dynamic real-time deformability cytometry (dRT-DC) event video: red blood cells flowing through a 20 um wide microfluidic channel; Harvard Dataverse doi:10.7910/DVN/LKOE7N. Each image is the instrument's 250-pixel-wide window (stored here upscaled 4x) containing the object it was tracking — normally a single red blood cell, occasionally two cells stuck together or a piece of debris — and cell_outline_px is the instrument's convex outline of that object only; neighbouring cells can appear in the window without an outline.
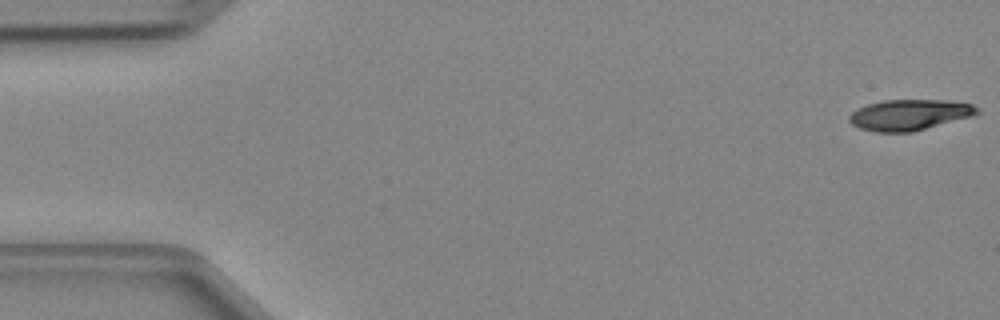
{"species": "Egyptian fruit bat (a non-hibernating species)", "species_latin": "Rousettus aegyptiacus", "temperature_condition": "cold", "stored_images_in_passage": 47, "camera_frame_rate_fps": 3000, "um_per_image_px": 0.085, "animal": {"sex": "female"}, "frame": {"image": 1, "passage_image": 1, "time_ms": 0.0, "image_size_px": [1000, 320], "cell_outline_px": [[980, 112], [972, 116], [912, 132], [876, 132], [860, 128], [852, 124], [848, 120], [848, 116], [856, 108], [868, 104], [884, 100], [948, 100], [972, 104]], "centroid_in_image_um": [77.27, 9.76], "position_along_channel_um": 7.7, "area_um2": 22.89}}
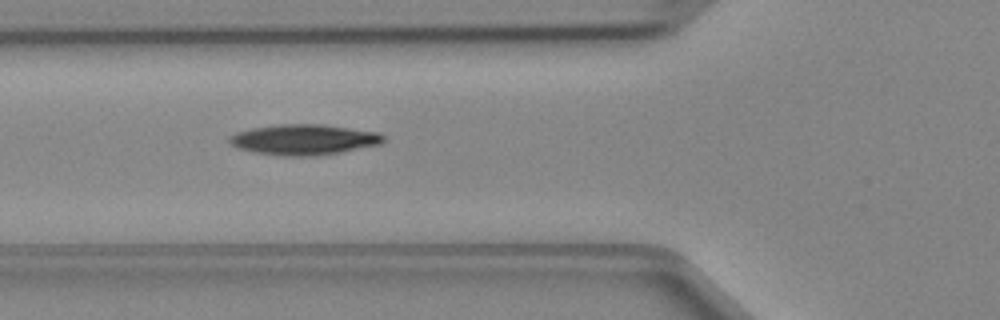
{"frame": {"image": 2, "passage_image": 17, "time_ms": 5.333, "image_size_px": [1000, 320], "cell_outline_px": [[384, 140], [380, 144], [340, 152], [312, 156], [284, 156], [256, 152], [240, 148], [232, 144], [228, 140], [228, 136], [236, 132], [252, 128], [280, 124], [324, 124], [380, 132], [384, 136]], "centroid_in_image_um": [25.85, 11.85], "position_along_channel_um": 100.0, "area_um2": 27.28}}
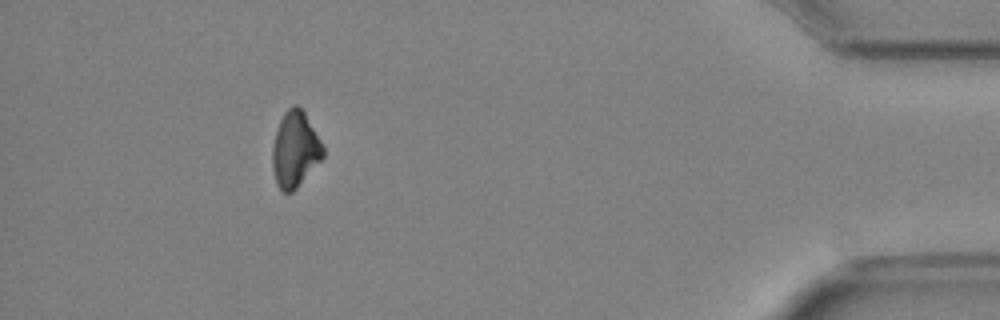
{"frame": {"image": 3, "passage_image": 43, "time_ms": 14.0, "image_size_px": [1000, 320], "cell_outline_px": [[324, 156], [296, 188], [292, 192], [284, 192], [276, 184], [272, 168], [272, 148], [276, 132], [280, 120], [284, 112], [292, 104], [296, 104], [304, 112], [320, 140], [324, 148]], "centroid_in_image_um": [25.06, 12.7], "position_along_channel_um": 410.1, "area_um2": 22.08}}